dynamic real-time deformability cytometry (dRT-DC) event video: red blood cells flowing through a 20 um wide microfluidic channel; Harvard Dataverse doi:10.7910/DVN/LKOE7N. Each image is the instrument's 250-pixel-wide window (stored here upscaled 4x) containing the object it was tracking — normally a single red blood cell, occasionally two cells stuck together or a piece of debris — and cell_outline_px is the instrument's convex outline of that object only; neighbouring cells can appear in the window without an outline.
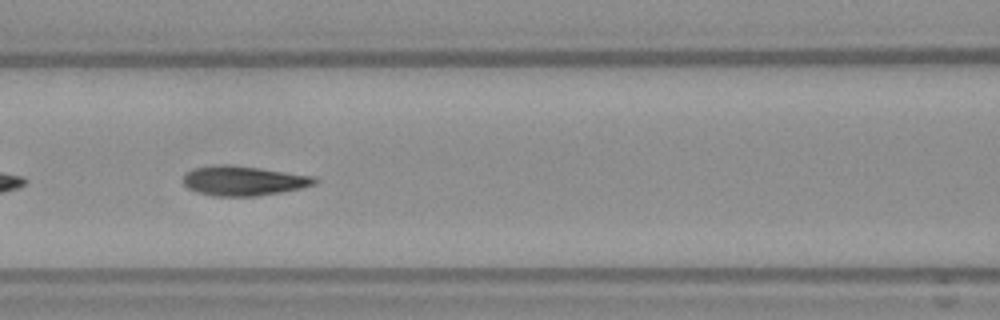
{"species": "Egyptian fruit bat (a non-hibernating species)", "species_latin": "Rousettus aegyptiacus", "temperature_condition": "warm", "stored_images_in_passage": 28, "camera_frame_rate_fps": 3000, "um_per_image_px": 0.085, "frame": {"image": 1, "passage_image": 13, "time_ms": 4.0, "image_size_px": [1000, 320], "cell_outline_px": [[320, 180], [316, 184], [300, 188], [280, 192], [256, 196], [212, 196], [196, 192], [188, 188], [184, 184], [184, 176], [192, 168], [216, 164], [228, 164], [316, 176]], "centroid_in_image_um": [20.7, 15.36], "position_along_channel_um": 145.9, "area_um2": 22.77}}